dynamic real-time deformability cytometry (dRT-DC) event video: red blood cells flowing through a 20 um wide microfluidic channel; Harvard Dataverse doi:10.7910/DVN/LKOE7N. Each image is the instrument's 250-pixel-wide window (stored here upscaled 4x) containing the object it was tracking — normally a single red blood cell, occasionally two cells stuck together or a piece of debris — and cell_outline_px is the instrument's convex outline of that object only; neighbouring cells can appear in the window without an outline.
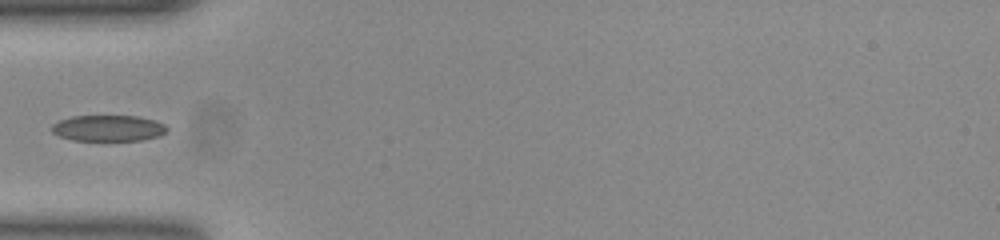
{"species": "common noctule bat (a hibernating species)", "species_latin": "Nyctalus noctula", "temperature_condition": "room temperature", "stored_images_in_passage": 10, "camera_frame_rate_fps": 3000, "um_per_image_px": 0.085, "animal": {"sex": "female", "body_mass_g": 23.0, "forearm_length_mm": 53.4}, "frame": {"image": 1, "passage_image": 1, "time_ms": 0.0, "image_size_px": [1000, 240], "cell_outline_px": [[168, 132], [160, 136], [140, 140], [76, 140], [60, 136], [52, 132], [52, 124], [60, 120], [72, 116], [136, 116], [156, 120], [164, 124], [168, 128]], "centroid_in_image_um": [9.25, 10.89], "position_along_channel_um": 75.7, "area_um2": 17.46}}